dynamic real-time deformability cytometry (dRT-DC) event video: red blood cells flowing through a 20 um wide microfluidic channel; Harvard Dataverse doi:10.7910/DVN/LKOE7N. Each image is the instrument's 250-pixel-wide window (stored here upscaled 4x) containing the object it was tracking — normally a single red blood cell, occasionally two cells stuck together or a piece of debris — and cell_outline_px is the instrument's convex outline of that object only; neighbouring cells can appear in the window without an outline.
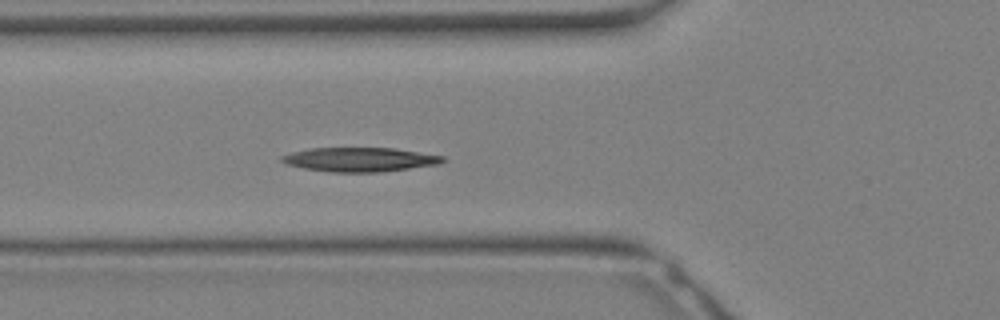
{"species": "Egyptian fruit bat (a non-hibernating species)", "species_latin": "Rousettus aegyptiacus", "temperature_condition": "warm", "stored_images_in_passage": 10, "camera_frame_rate_fps": 3000, "um_per_image_px": 0.085, "animal": {"sex": "female"}, "frame": {"image": 1, "passage_image": 2, "time_ms": 0.333, "image_size_px": [1000, 320], "cell_outline_px": [[448, 160], [440, 164], [380, 172], [328, 172], [304, 168], [288, 164], [280, 160], [280, 156], [292, 152], [312, 148], [392, 148], [444, 156]], "centroid_in_image_um": [30.6, 13.56], "position_along_channel_um": 95.2, "area_um2": 22.6}}
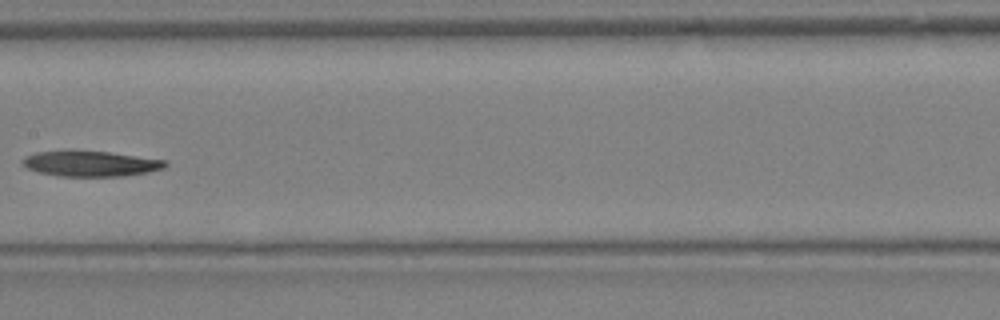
{"frame": {"image": 2, "passage_image": 7, "time_ms": 2.0, "image_size_px": [1000, 320], "cell_outline_px": [[168, 164], [164, 168], [148, 172], [124, 176], [60, 176], [40, 172], [28, 168], [20, 164], [20, 160], [24, 156], [36, 152], [108, 152], [168, 160]], "centroid_in_image_um": [7.73, 13.92], "position_along_channel_um": 199.7, "area_um2": 20.87}}
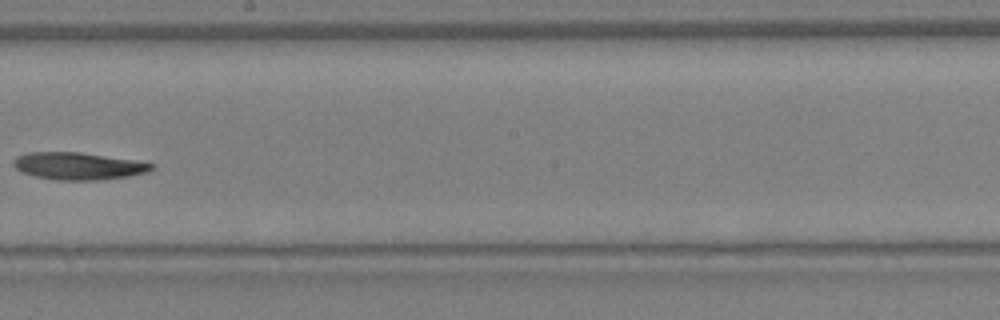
{"frame": {"image": 3, "passage_image": 9, "time_ms": 2.667, "image_size_px": [1000, 320], "cell_outline_px": [[156, 164], [148, 172], [128, 176], [96, 180], [56, 180], [36, 176], [20, 172], [12, 164], [12, 160], [16, 156], [28, 152], [80, 152], [132, 160]], "centroid_in_image_um": [6.6, 14.11], "position_along_channel_um": 241.6, "area_um2": 21.85}}